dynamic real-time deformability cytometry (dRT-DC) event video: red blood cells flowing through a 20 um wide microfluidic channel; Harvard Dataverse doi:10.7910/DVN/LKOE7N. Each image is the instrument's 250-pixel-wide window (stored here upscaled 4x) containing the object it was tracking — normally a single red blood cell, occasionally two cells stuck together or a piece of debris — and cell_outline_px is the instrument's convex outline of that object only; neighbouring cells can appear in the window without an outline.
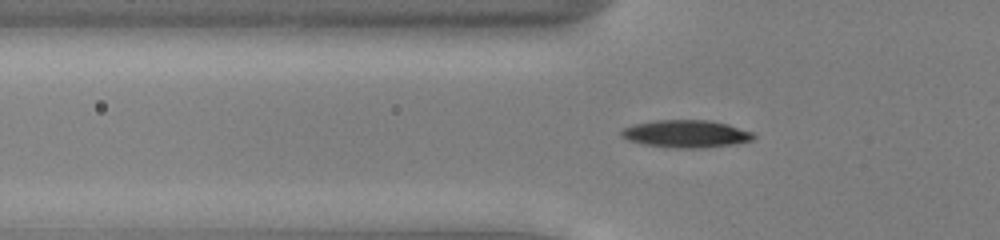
{"species": "common noctule bat (a hibernating species)", "species_latin": "Nyctalus noctula", "temperature_condition": "cold", "stored_images_in_passage": 34, "camera_frame_rate_fps": 3000, "um_per_image_px": 0.085, "animal": {"sex": "male", "body_mass_g": 13.0, "forearm_length_mm": 53.1}, "frame": {"image": 1, "passage_image": 9, "time_ms": 2.667, "image_size_px": [1000, 240], "cell_outline_px": [[756, 136], [752, 140], [732, 144], [704, 148], [664, 148], [644, 144], [628, 140], [620, 136], [620, 132], [624, 128], [636, 124], [656, 120], [708, 120], [728, 124], [752, 132]], "centroid_in_image_um": [58.3, 11.38], "position_along_channel_um": 67.5, "area_um2": 21.21}}
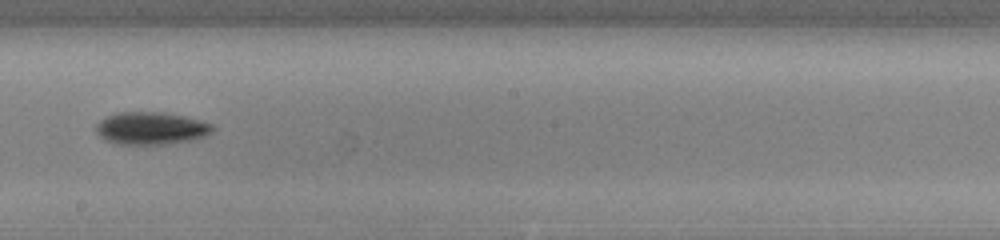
{"frame": {"image": 2, "passage_image": 22, "time_ms": 7.0, "image_size_px": [1000, 240], "cell_outline_px": [[216, 128], [212, 132], [204, 136], [192, 140], [168, 144], [116, 144], [100, 136], [96, 132], [96, 124], [100, 120], [108, 116], [120, 112], [164, 112], [188, 116], [212, 124]], "centroid_in_image_um": [12.88, 10.9], "position_along_channel_um": 235.3, "area_um2": 22.2}}
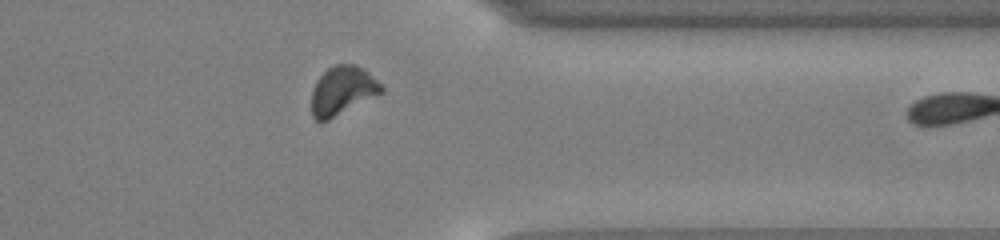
{"frame": {"image": 3, "passage_image": 33, "time_ms": 10.667, "image_size_px": [1000, 240], "cell_outline_px": [[384, 92], [328, 120], [316, 120], [312, 116], [312, 92], [316, 80], [328, 68], [336, 64], [356, 64], [364, 68], [384, 88]], "centroid_in_image_um": [29.11, 7.69], "position_along_channel_um": 382.3, "area_um2": 19.65}}